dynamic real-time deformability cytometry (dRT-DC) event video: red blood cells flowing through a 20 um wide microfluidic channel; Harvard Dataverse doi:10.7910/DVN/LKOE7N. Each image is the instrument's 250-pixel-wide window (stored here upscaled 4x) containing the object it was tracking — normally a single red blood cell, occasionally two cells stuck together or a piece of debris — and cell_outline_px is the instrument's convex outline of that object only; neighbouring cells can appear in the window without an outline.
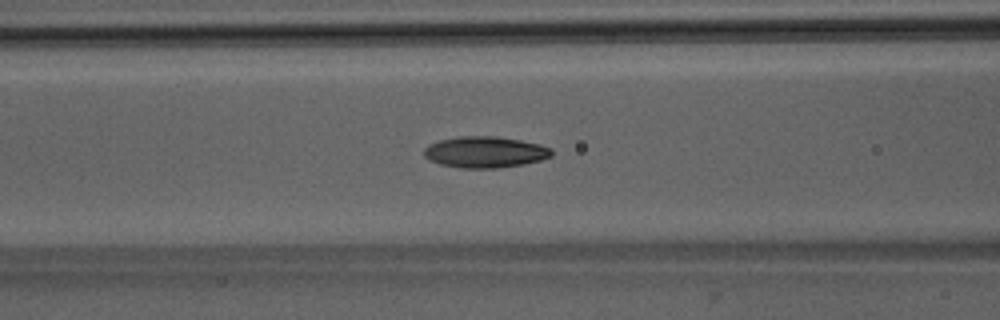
{"species": "Egyptian fruit bat (a non-hibernating species)", "species_latin": "Rousettus aegyptiacus", "temperature_condition": "room temperature", "stored_images_in_passage": 52, "segment_of_instrument_passage": [1, 2], "camera_frame_rate_fps": 3000, "um_per_image_px": 0.085, "animal": {"sex": "male"}, "frame": {"image": 1, "passage_image": 21, "time_ms": 6.667, "image_size_px": [1000, 320], "cell_outline_px": [[552, 156], [540, 160], [524, 164], [496, 168], [460, 168], [440, 164], [428, 160], [424, 156], [424, 148], [428, 144], [440, 140], [460, 136], [496, 136], [520, 140], [540, 144], [552, 148]], "centroid_in_image_um": [41.22, 12.93], "position_along_channel_um": 125.4, "area_um2": 23.35}}
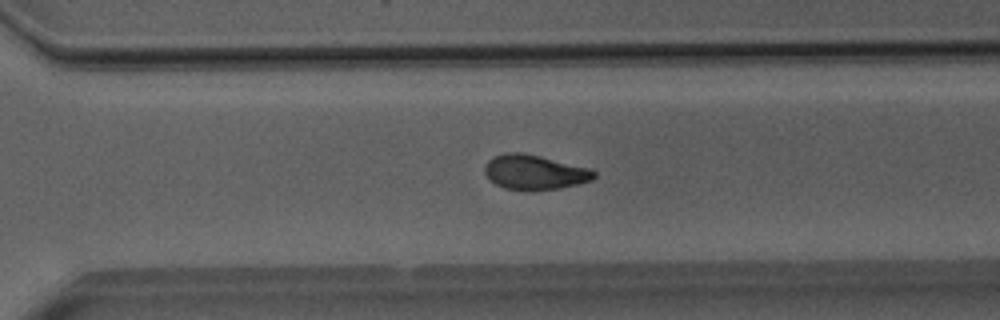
{"frame": {"image": 2, "passage_image": 36, "time_ms": 11.667, "image_size_px": [1000, 320], "cell_outline_px": [[596, 176], [592, 180], [560, 188], [504, 188], [496, 184], [484, 172], [484, 168], [488, 160], [492, 156], [504, 152], [520, 152], [540, 156], [592, 168], [596, 172]], "centroid_in_image_um": [45.46, 14.59], "position_along_channel_um": 325.1, "area_um2": 21.68}}
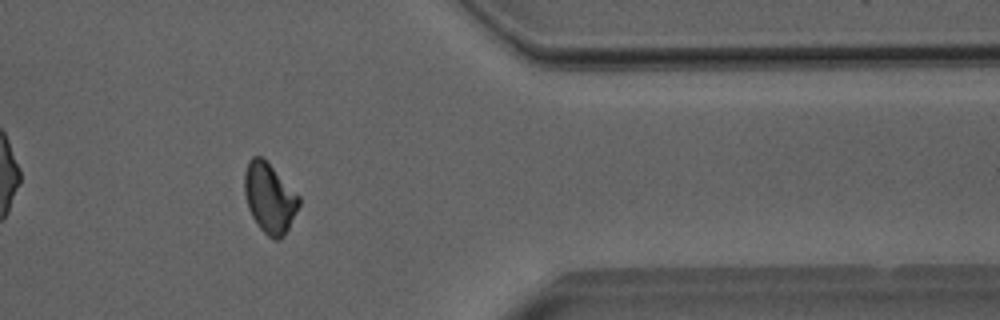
{"frame": {"image": 3, "passage_image": 42, "time_ms": 13.667, "image_size_px": [1000, 320], "cell_outline_px": [[300, 204], [284, 236], [280, 240], [272, 240], [260, 228], [252, 216], [248, 208], [244, 192], [244, 172], [248, 160], [252, 156], [260, 156], [300, 196]], "centroid_in_image_um": [22.89, 16.85], "position_along_channel_um": 388.5, "area_um2": 21.96}}